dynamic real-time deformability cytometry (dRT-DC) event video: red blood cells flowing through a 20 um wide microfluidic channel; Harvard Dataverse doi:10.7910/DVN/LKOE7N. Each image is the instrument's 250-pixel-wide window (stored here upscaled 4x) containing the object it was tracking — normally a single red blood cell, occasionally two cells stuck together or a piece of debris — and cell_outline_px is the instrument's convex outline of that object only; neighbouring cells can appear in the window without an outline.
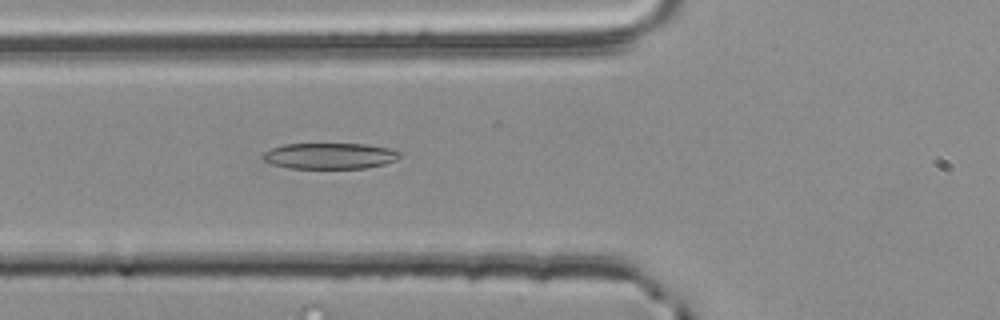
{"species": "common noctule bat (a hibernating species)", "species_latin": "Nyctalus noctula", "temperature_condition": "room temperature", "stored_images_in_passage": 38, "camera_frame_rate_fps": 3000, "um_per_image_px": 0.085, "animal": {"sex": "male", "body_mass_g": 20.4}, "frame": {"image": 1, "passage_image": 3, "time_ms": 0.667, "image_size_px": [1000, 320], "cell_outline_px": [[400, 156], [396, 160], [384, 164], [364, 168], [288, 168], [272, 164], [264, 160], [260, 156], [264, 152], [272, 148], [284, 144], [368, 144], [388, 148], [400, 152]], "centroid_in_image_um": [28.01, 13.25], "position_along_channel_um": 97.8, "area_um2": 20.69}}
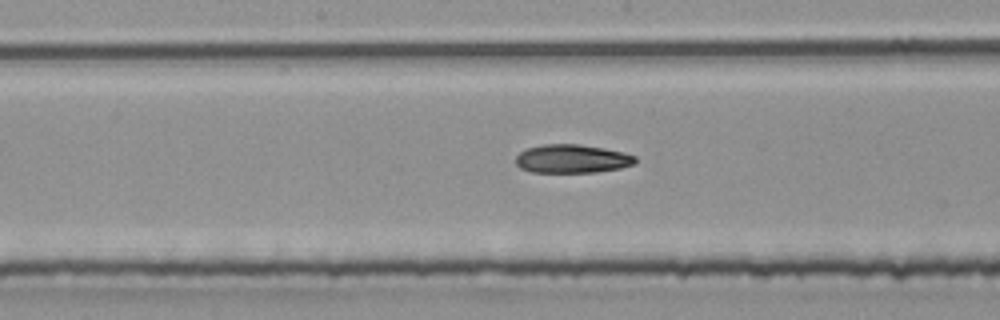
{"frame": {"image": 2, "passage_image": 11, "time_ms": 3.333, "image_size_px": [1000, 320], "cell_outline_px": [[636, 160], [632, 164], [620, 168], [596, 172], [532, 172], [520, 168], [516, 164], [516, 156], [520, 152], [528, 148], [544, 144], [580, 144], [604, 148], [624, 152], [636, 156]], "centroid_in_image_um": [48.62, 13.49], "position_along_channel_um": 199.6, "area_um2": 19.83}}
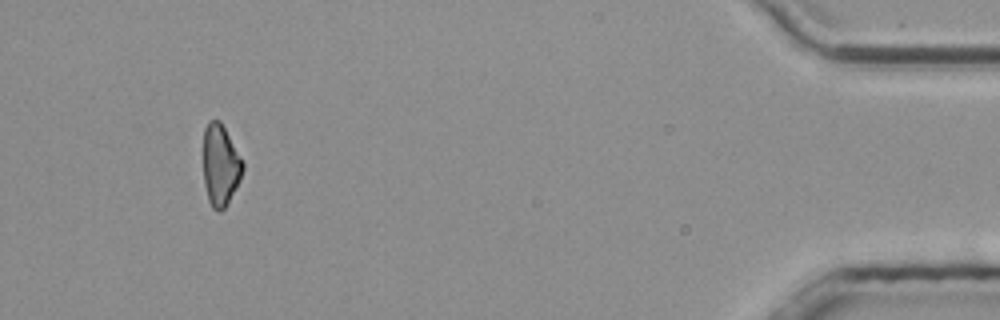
{"frame": {"image": 3, "passage_image": 34, "time_ms": 11.0, "image_size_px": [1000, 320], "cell_outline_px": [[244, 168], [240, 180], [236, 188], [224, 208], [220, 212], [216, 212], [212, 208], [208, 200], [204, 184], [204, 128], [208, 120], [220, 120], [244, 164]], "centroid_in_image_um": [18.72, 14.06], "position_along_channel_um": 416.5, "area_um2": 18.61}, "authors_computed_cell_mechanics": {"area_um2": 19.8254, "velocity_mm_per_s": 3.779, "shape_relaxation_time_tau1_ms": 5.0624, "shape_relaxation_time_tau2_ms": null, "deformation_change_tau1": 0.1516, "deformation_change_tau2": null}}